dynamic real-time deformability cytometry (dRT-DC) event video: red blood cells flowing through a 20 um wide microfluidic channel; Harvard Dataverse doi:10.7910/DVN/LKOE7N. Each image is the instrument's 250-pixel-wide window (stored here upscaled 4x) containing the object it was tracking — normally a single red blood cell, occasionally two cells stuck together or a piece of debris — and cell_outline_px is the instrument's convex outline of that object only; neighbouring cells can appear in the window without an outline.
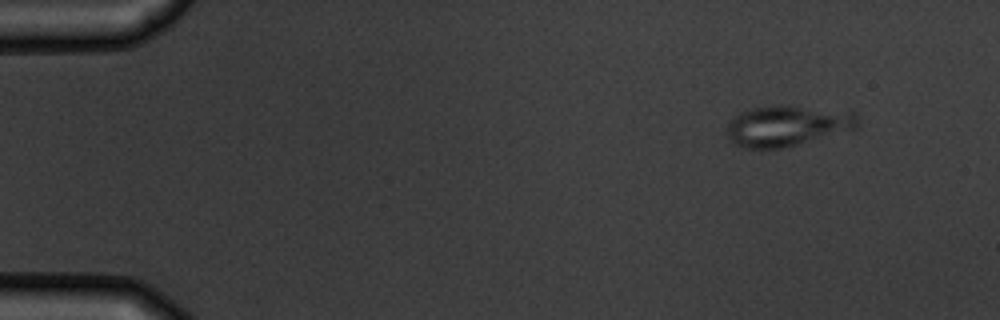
{"species": "common noctule bat (a hibernating species)", "species_latin": "Nyctalus noctula", "temperature_condition": "warm", "stored_images_in_passage": 4, "camera_frame_rate_fps": 3000, "um_per_image_px": 0.085, "animal": {"sex": "male", "body_mass_g": 19.5, "forearm_length_mm": 54.6}, "frame": {"image": 1, "passage_image": 1, "time_ms": 0.0, "image_size_px": [1000, 320], "cell_outline_px": [[860, 124], [856, 128], [796, 144], [780, 148], [748, 148], [736, 144], [728, 140], [724, 132], [724, 128], [740, 112], [752, 108], [776, 104], [788, 104], [852, 108], [856, 112]], "centroid_in_image_um": [66.99, 10.61], "position_along_channel_um": 18.0, "area_um2": 32.08}}